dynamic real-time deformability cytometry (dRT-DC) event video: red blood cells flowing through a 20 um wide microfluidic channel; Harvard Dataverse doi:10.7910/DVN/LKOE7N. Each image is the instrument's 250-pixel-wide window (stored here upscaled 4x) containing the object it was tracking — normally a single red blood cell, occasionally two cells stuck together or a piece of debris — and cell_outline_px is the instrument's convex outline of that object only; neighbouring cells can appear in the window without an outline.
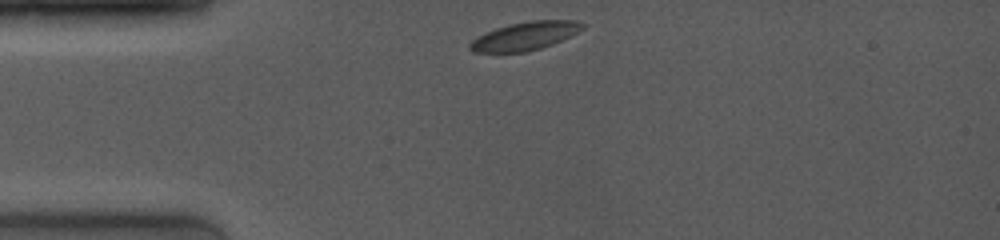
{"species": "common noctule bat (a hibernating species)", "species_latin": "Nyctalus noctula", "temperature_condition": "room temperature", "stored_images_in_passage": 39, "camera_frame_rate_fps": 4000, "um_per_image_px": 0.085, "animal": {"sex": "female", "body_mass_g": 19.0, "forearm_length_mm": 53.3}, "frame": {"image": 1, "passage_image": 1, "time_ms": 0.0, "image_size_px": [1000, 240], "cell_outline_px": [[584, 28], [552, 44], [528, 52], [472, 52], [468, 48], [468, 44], [476, 36], [496, 28], [508, 24], [532, 20], [576, 20], [584, 24]], "centroid_in_image_um": [44.57, 3.06], "position_along_channel_um": 40.4, "area_um2": 18.5}}
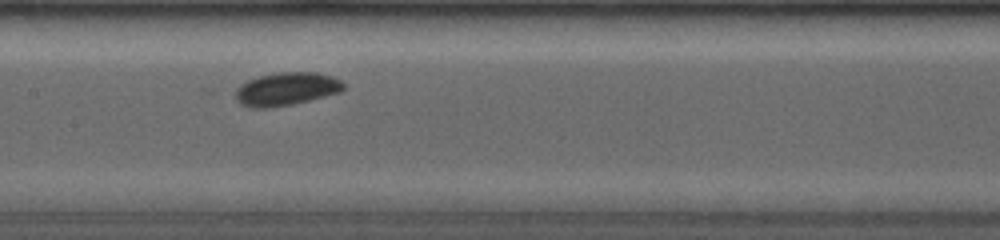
{"frame": {"image": 2, "passage_image": 19, "time_ms": 4.25, "image_size_px": [1000, 240], "cell_outline_px": [[344, 88], [340, 92], [292, 104], [268, 108], [248, 108], [240, 104], [236, 100], [236, 88], [240, 84], [248, 80], [260, 76], [280, 72], [316, 72], [332, 76], [340, 80], [344, 84]], "centroid_in_image_um": [24.31, 7.57], "position_along_channel_um": 183.1, "area_um2": 20.81}}
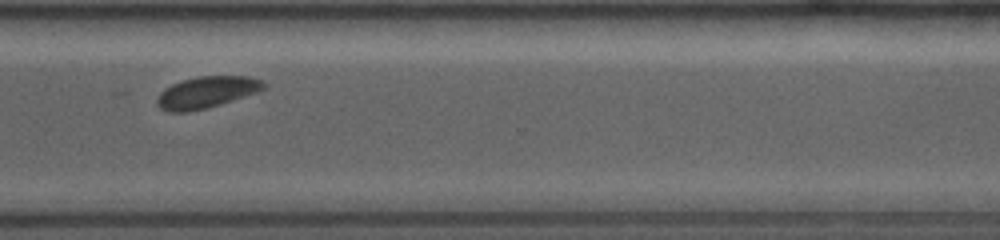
{"frame": {"image": 3, "passage_image": 38, "time_ms": 8.5, "image_size_px": [1000, 240], "cell_outline_px": [[268, 84], [264, 88], [256, 92], [208, 108], [188, 112], [168, 112], [160, 108], [156, 104], [156, 100], [160, 92], [164, 88], [180, 80], [196, 76], [248, 76], [264, 80]], "centroid_in_image_um": [17.53, 7.83], "position_along_channel_um": 353.1, "area_um2": 19.83}}